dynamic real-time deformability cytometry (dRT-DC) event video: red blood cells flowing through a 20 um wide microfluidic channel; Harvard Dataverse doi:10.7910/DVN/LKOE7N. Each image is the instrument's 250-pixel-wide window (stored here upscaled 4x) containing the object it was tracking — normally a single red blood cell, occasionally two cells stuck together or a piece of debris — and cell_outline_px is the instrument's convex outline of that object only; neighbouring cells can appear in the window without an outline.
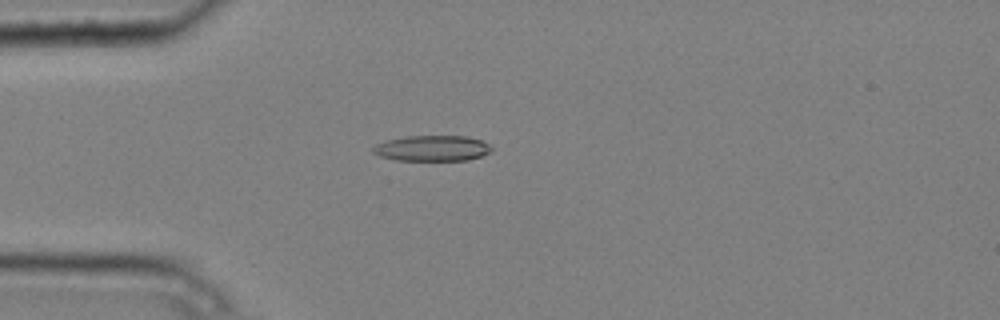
{"species": "common noctule bat (a hibernating species)", "species_latin": "Nyctalus noctula", "temperature_condition": "cold", "stored_images_in_passage": 4, "camera_frame_rate_fps": 3000, "um_per_image_px": 0.085, "animal": {"sex": "male", "body_mass_g": 20.4}, "frame": {"image": 1, "passage_image": 4, "time_ms": 1.0, "image_size_px": [1000, 320], "cell_outline_px": [[492, 152], [468, 160], [396, 160], [380, 156], [372, 152], [372, 148], [376, 144], [388, 140], [408, 136], [468, 136], [480, 140], [488, 144], [492, 148]], "centroid_in_image_um": [36.75, 12.6], "position_along_channel_um": 48.3, "area_um2": 17.63}}